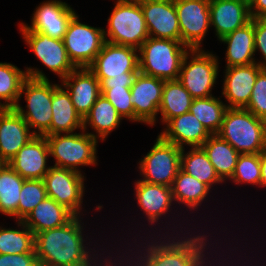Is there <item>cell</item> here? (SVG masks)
Listing matches in <instances>:
<instances>
[{
    "instance_id": "cell-14",
    "label": "cell",
    "mask_w": 266,
    "mask_h": 266,
    "mask_svg": "<svg viewBox=\"0 0 266 266\" xmlns=\"http://www.w3.org/2000/svg\"><path fill=\"white\" fill-rule=\"evenodd\" d=\"M22 33V39L33 51L38 60L55 75H58L60 81L76 67L70 61L64 45V41L51 38L40 32L30 29H19Z\"/></svg>"
},
{
    "instance_id": "cell-28",
    "label": "cell",
    "mask_w": 266,
    "mask_h": 266,
    "mask_svg": "<svg viewBox=\"0 0 266 266\" xmlns=\"http://www.w3.org/2000/svg\"><path fill=\"white\" fill-rule=\"evenodd\" d=\"M124 120L115 107L102 94L91 107L90 112L83 119V130L92 128L88 132L92 137L104 141L108 135L117 129Z\"/></svg>"
},
{
    "instance_id": "cell-18",
    "label": "cell",
    "mask_w": 266,
    "mask_h": 266,
    "mask_svg": "<svg viewBox=\"0 0 266 266\" xmlns=\"http://www.w3.org/2000/svg\"><path fill=\"white\" fill-rule=\"evenodd\" d=\"M262 70L256 62L246 66L225 67L221 81L222 96L228 108H245L248 105L253 86Z\"/></svg>"
},
{
    "instance_id": "cell-16",
    "label": "cell",
    "mask_w": 266,
    "mask_h": 266,
    "mask_svg": "<svg viewBox=\"0 0 266 266\" xmlns=\"http://www.w3.org/2000/svg\"><path fill=\"white\" fill-rule=\"evenodd\" d=\"M32 13L31 24H18L19 29H30L51 38L62 40L68 24L76 11L61 0H47L40 3Z\"/></svg>"
},
{
    "instance_id": "cell-27",
    "label": "cell",
    "mask_w": 266,
    "mask_h": 266,
    "mask_svg": "<svg viewBox=\"0 0 266 266\" xmlns=\"http://www.w3.org/2000/svg\"><path fill=\"white\" fill-rule=\"evenodd\" d=\"M75 215L65 206L57 203L54 199L47 197L40 202L23 223L35 234L68 223Z\"/></svg>"
},
{
    "instance_id": "cell-21",
    "label": "cell",
    "mask_w": 266,
    "mask_h": 266,
    "mask_svg": "<svg viewBox=\"0 0 266 266\" xmlns=\"http://www.w3.org/2000/svg\"><path fill=\"white\" fill-rule=\"evenodd\" d=\"M61 84L69 92L74 108L84 117L101 95L100 82L88 68H76L61 80Z\"/></svg>"
},
{
    "instance_id": "cell-39",
    "label": "cell",
    "mask_w": 266,
    "mask_h": 266,
    "mask_svg": "<svg viewBox=\"0 0 266 266\" xmlns=\"http://www.w3.org/2000/svg\"><path fill=\"white\" fill-rule=\"evenodd\" d=\"M101 94L115 107L119 115L135 122L134 106L130 88L123 86H100Z\"/></svg>"
},
{
    "instance_id": "cell-26",
    "label": "cell",
    "mask_w": 266,
    "mask_h": 266,
    "mask_svg": "<svg viewBox=\"0 0 266 266\" xmlns=\"http://www.w3.org/2000/svg\"><path fill=\"white\" fill-rule=\"evenodd\" d=\"M227 44L225 67L246 66L256 62L254 48V18L242 28L236 29L219 40Z\"/></svg>"
},
{
    "instance_id": "cell-48",
    "label": "cell",
    "mask_w": 266,
    "mask_h": 266,
    "mask_svg": "<svg viewBox=\"0 0 266 266\" xmlns=\"http://www.w3.org/2000/svg\"><path fill=\"white\" fill-rule=\"evenodd\" d=\"M238 1L244 2V3H246L248 6H250L251 3L253 2V0H238Z\"/></svg>"
},
{
    "instance_id": "cell-49",
    "label": "cell",
    "mask_w": 266,
    "mask_h": 266,
    "mask_svg": "<svg viewBox=\"0 0 266 266\" xmlns=\"http://www.w3.org/2000/svg\"><path fill=\"white\" fill-rule=\"evenodd\" d=\"M7 108L0 105V115L6 110Z\"/></svg>"
},
{
    "instance_id": "cell-12",
    "label": "cell",
    "mask_w": 266,
    "mask_h": 266,
    "mask_svg": "<svg viewBox=\"0 0 266 266\" xmlns=\"http://www.w3.org/2000/svg\"><path fill=\"white\" fill-rule=\"evenodd\" d=\"M84 175L85 173L51 166L43 179L47 197L65 206L75 216L85 215L83 212L86 210H82L86 190Z\"/></svg>"
},
{
    "instance_id": "cell-38",
    "label": "cell",
    "mask_w": 266,
    "mask_h": 266,
    "mask_svg": "<svg viewBox=\"0 0 266 266\" xmlns=\"http://www.w3.org/2000/svg\"><path fill=\"white\" fill-rule=\"evenodd\" d=\"M46 198L47 193L43 179H25L18 204V220L23 221Z\"/></svg>"
},
{
    "instance_id": "cell-1",
    "label": "cell",
    "mask_w": 266,
    "mask_h": 266,
    "mask_svg": "<svg viewBox=\"0 0 266 266\" xmlns=\"http://www.w3.org/2000/svg\"><path fill=\"white\" fill-rule=\"evenodd\" d=\"M82 220L83 217L74 216L61 227L35 234L34 250L40 266H98L99 255L106 249L102 244L98 250L96 241L92 246L89 236L84 234Z\"/></svg>"
},
{
    "instance_id": "cell-8",
    "label": "cell",
    "mask_w": 266,
    "mask_h": 266,
    "mask_svg": "<svg viewBox=\"0 0 266 266\" xmlns=\"http://www.w3.org/2000/svg\"><path fill=\"white\" fill-rule=\"evenodd\" d=\"M45 137L49 154L55 160L52 166L82 173L80 166L98 164V139L92 137L88 131L82 130L81 133H63Z\"/></svg>"
},
{
    "instance_id": "cell-41",
    "label": "cell",
    "mask_w": 266,
    "mask_h": 266,
    "mask_svg": "<svg viewBox=\"0 0 266 266\" xmlns=\"http://www.w3.org/2000/svg\"><path fill=\"white\" fill-rule=\"evenodd\" d=\"M128 244L129 243H127V242H126V244H123V245H125V247H124L125 250L124 249L121 250L119 247L117 249L116 253L113 252L112 248H111V250H109L111 253L106 248V251H105L106 254L102 253L103 256L100 255V257H99L98 266H148L147 263L135 251H133V249H130V247H132V245H130V244L128 245ZM126 245L128 247H126ZM113 254H115V256H113ZM116 254H117V256H116ZM104 255H105V257H104Z\"/></svg>"
},
{
    "instance_id": "cell-37",
    "label": "cell",
    "mask_w": 266,
    "mask_h": 266,
    "mask_svg": "<svg viewBox=\"0 0 266 266\" xmlns=\"http://www.w3.org/2000/svg\"><path fill=\"white\" fill-rule=\"evenodd\" d=\"M234 185L249 184L261 187V167L259 154H240L231 178Z\"/></svg>"
},
{
    "instance_id": "cell-5",
    "label": "cell",
    "mask_w": 266,
    "mask_h": 266,
    "mask_svg": "<svg viewBox=\"0 0 266 266\" xmlns=\"http://www.w3.org/2000/svg\"><path fill=\"white\" fill-rule=\"evenodd\" d=\"M188 51L181 41L148 37L138 49L139 71L164 81L178 80Z\"/></svg>"
},
{
    "instance_id": "cell-42",
    "label": "cell",
    "mask_w": 266,
    "mask_h": 266,
    "mask_svg": "<svg viewBox=\"0 0 266 266\" xmlns=\"http://www.w3.org/2000/svg\"><path fill=\"white\" fill-rule=\"evenodd\" d=\"M244 109L266 121V69L258 74L250 100Z\"/></svg>"
},
{
    "instance_id": "cell-13",
    "label": "cell",
    "mask_w": 266,
    "mask_h": 266,
    "mask_svg": "<svg viewBox=\"0 0 266 266\" xmlns=\"http://www.w3.org/2000/svg\"><path fill=\"white\" fill-rule=\"evenodd\" d=\"M174 3L181 42L189 49H202V41L211 28L210 0H174Z\"/></svg>"
},
{
    "instance_id": "cell-44",
    "label": "cell",
    "mask_w": 266,
    "mask_h": 266,
    "mask_svg": "<svg viewBox=\"0 0 266 266\" xmlns=\"http://www.w3.org/2000/svg\"><path fill=\"white\" fill-rule=\"evenodd\" d=\"M0 266H40L36 253L0 254Z\"/></svg>"
},
{
    "instance_id": "cell-36",
    "label": "cell",
    "mask_w": 266,
    "mask_h": 266,
    "mask_svg": "<svg viewBox=\"0 0 266 266\" xmlns=\"http://www.w3.org/2000/svg\"><path fill=\"white\" fill-rule=\"evenodd\" d=\"M26 78L25 70H21L12 63L0 62L1 106L5 108H14L16 106L19 101L22 84Z\"/></svg>"
},
{
    "instance_id": "cell-30",
    "label": "cell",
    "mask_w": 266,
    "mask_h": 266,
    "mask_svg": "<svg viewBox=\"0 0 266 266\" xmlns=\"http://www.w3.org/2000/svg\"><path fill=\"white\" fill-rule=\"evenodd\" d=\"M214 166L216 174L226 183L234 173L239 153L217 134L211 135L201 146Z\"/></svg>"
},
{
    "instance_id": "cell-23",
    "label": "cell",
    "mask_w": 266,
    "mask_h": 266,
    "mask_svg": "<svg viewBox=\"0 0 266 266\" xmlns=\"http://www.w3.org/2000/svg\"><path fill=\"white\" fill-rule=\"evenodd\" d=\"M209 10L218 40L251 21L249 6L238 0H210Z\"/></svg>"
},
{
    "instance_id": "cell-15",
    "label": "cell",
    "mask_w": 266,
    "mask_h": 266,
    "mask_svg": "<svg viewBox=\"0 0 266 266\" xmlns=\"http://www.w3.org/2000/svg\"><path fill=\"white\" fill-rule=\"evenodd\" d=\"M88 68L99 82L111 77H125V73H136L139 70L138 49L105 42Z\"/></svg>"
},
{
    "instance_id": "cell-10",
    "label": "cell",
    "mask_w": 266,
    "mask_h": 266,
    "mask_svg": "<svg viewBox=\"0 0 266 266\" xmlns=\"http://www.w3.org/2000/svg\"><path fill=\"white\" fill-rule=\"evenodd\" d=\"M182 149L157 136L154 145L138 162L140 180L171 187L180 169Z\"/></svg>"
},
{
    "instance_id": "cell-46",
    "label": "cell",
    "mask_w": 266,
    "mask_h": 266,
    "mask_svg": "<svg viewBox=\"0 0 266 266\" xmlns=\"http://www.w3.org/2000/svg\"><path fill=\"white\" fill-rule=\"evenodd\" d=\"M249 10L251 18H266V0H253Z\"/></svg>"
},
{
    "instance_id": "cell-40",
    "label": "cell",
    "mask_w": 266,
    "mask_h": 266,
    "mask_svg": "<svg viewBox=\"0 0 266 266\" xmlns=\"http://www.w3.org/2000/svg\"><path fill=\"white\" fill-rule=\"evenodd\" d=\"M218 240L220 241L221 239H217V240H215V241H214L215 243H212V242H211V245L209 244V245L207 246V248H205V249H204V250H203V251H202V252H201V253H200V254H199V255H198V256H197L192 262H191L190 266H217V265H218V266H220V265H221V266H231V265H232V266H234V265H235V266H237V265L239 266V264H240V266H241V265H242V266H246V264H247V266H249V265H250V266H261V265H258V264H263V263H261V262L259 263V261H258L257 264H256V262H255V265H253V263H252V264L249 263V261L252 262V260H249L250 258H247V260H246V261L248 262V263H247L246 261H244V258H243V256H241V255H239L238 257H239V258L242 257V258H241V259H238V260L236 261V262H238V263H235V261H233L232 257L230 256V253H232L233 251L236 252V250L239 251V250L237 249L238 247H236L235 250H234L233 248H229V247H230V241H229L228 249H226V250H228V252L230 251V252L228 253L229 255H226L225 252L223 251V249H222V252L219 251V250H217V251L219 252V253H218L216 250H213L215 247H216V248H219V247H217L218 244H220V246H221L220 249L222 248V244H223V242L220 241V243H219ZM216 241H218V242H216ZM217 243H218V244H217ZM212 244H213V245H212ZM214 244H216L215 247H213ZM210 246H212L213 249H212ZM208 249H209L210 251L213 250L214 252H213V251L210 252ZM230 249H232V250H230ZM206 250H207V251H206ZM231 251H232V252H231ZM212 252L216 255L214 259L212 258V257H214V256H213L214 254H213ZM223 252H224V253H223ZM216 253H217V254H216ZM221 253H222L223 255H221ZM218 254H219V255H218ZM210 255H211V258H212V260H213L212 262L210 261V259H211V258H210ZM217 256L219 257V259H218ZM223 256H224V257H225V256H228V257H227V258H224ZM220 257H222V258H220ZM229 257L231 258V260H230ZM223 258H224V259H223ZM215 259H216V260H215ZM228 259L231 261L230 263L227 262ZM242 259H243V260H242ZM217 260H218V261H217ZM222 260H223V261H222ZM241 260H242V263H241ZM220 261H222L223 263L220 262ZM225 261H226V262H225ZM239 261H240V263H239ZM243 261H244V262H243ZM216 262H217V263H216ZM214 263H215V264H214ZM229 264H230V265H229ZM233 264H234V265H233ZM248 264H249V265H248Z\"/></svg>"
},
{
    "instance_id": "cell-43",
    "label": "cell",
    "mask_w": 266,
    "mask_h": 266,
    "mask_svg": "<svg viewBox=\"0 0 266 266\" xmlns=\"http://www.w3.org/2000/svg\"><path fill=\"white\" fill-rule=\"evenodd\" d=\"M254 48L255 53L259 51L261 58L264 59H257L256 63L262 69H266V18H254Z\"/></svg>"
},
{
    "instance_id": "cell-3",
    "label": "cell",
    "mask_w": 266,
    "mask_h": 266,
    "mask_svg": "<svg viewBox=\"0 0 266 266\" xmlns=\"http://www.w3.org/2000/svg\"><path fill=\"white\" fill-rule=\"evenodd\" d=\"M19 101L14 109L23 117L32 132L37 136H49L52 120L53 83L39 68L26 67ZM24 96L25 108L19 103Z\"/></svg>"
},
{
    "instance_id": "cell-34",
    "label": "cell",
    "mask_w": 266,
    "mask_h": 266,
    "mask_svg": "<svg viewBox=\"0 0 266 266\" xmlns=\"http://www.w3.org/2000/svg\"><path fill=\"white\" fill-rule=\"evenodd\" d=\"M221 96H209L193 99L190 112L213 135L221 128L227 105L220 99Z\"/></svg>"
},
{
    "instance_id": "cell-32",
    "label": "cell",
    "mask_w": 266,
    "mask_h": 266,
    "mask_svg": "<svg viewBox=\"0 0 266 266\" xmlns=\"http://www.w3.org/2000/svg\"><path fill=\"white\" fill-rule=\"evenodd\" d=\"M180 169L198 181L203 182L212 190L216 184L224 183L216 174L214 166L201 147L189 148L187 153L185 148L182 149Z\"/></svg>"
},
{
    "instance_id": "cell-2",
    "label": "cell",
    "mask_w": 266,
    "mask_h": 266,
    "mask_svg": "<svg viewBox=\"0 0 266 266\" xmlns=\"http://www.w3.org/2000/svg\"><path fill=\"white\" fill-rule=\"evenodd\" d=\"M205 227H207V224L206 226H204L203 230L201 229L202 233L199 232L200 231L199 229L198 231L193 230L183 234H174V235L149 234L148 236L147 234V236L145 237L146 240L143 239L144 236H140V234H139L140 238H138L137 240L136 238V236L138 237L137 233L135 236H133L134 241L132 245L133 247L135 245V248L132 247V249L147 263L148 266H190L191 262L205 248H207L209 244H211L210 242H214L210 241L213 240V238L211 237L215 238V236L212 235L210 236V234H212L213 232L207 233ZM204 230H206V235L204 234L205 233Z\"/></svg>"
},
{
    "instance_id": "cell-29",
    "label": "cell",
    "mask_w": 266,
    "mask_h": 266,
    "mask_svg": "<svg viewBox=\"0 0 266 266\" xmlns=\"http://www.w3.org/2000/svg\"><path fill=\"white\" fill-rule=\"evenodd\" d=\"M212 189L203 182L190 176L181 169L178 170L177 176L171 185L173 200L176 205L184 204L183 208H189V211H200L201 204H205V200ZM199 208V209H198Z\"/></svg>"
},
{
    "instance_id": "cell-17",
    "label": "cell",
    "mask_w": 266,
    "mask_h": 266,
    "mask_svg": "<svg viewBox=\"0 0 266 266\" xmlns=\"http://www.w3.org/2000/svg\"><path fill=\"white\" fill-rule=\"evenodd\" d=\"M164 80L139 73L130 88L135 122L154 126L158 120Z\"/></svg>"
},
{
    "instance_id": "cell-47",
    "label": "cell",
    "mask_w": 266,
    "mask_h": 266,
    "mask_svg": "<svg viewBox=\"0 0 266 266\" xmlns=\"http://www.w3.org/2000/svg\"><path fill=\"white\" fill-rule=\"evenodd\" d=\"M261 188L266 187V148L260 152Z\"/></svg>"
},
{
    "instance_id": "cell-9",
    "label": "cell",
    "mask_w": 266,
    "mask_h": 266,
    "mask_svg": "<svg viewBox=\"0 0 266 266\" xmlns=\"http://www.w3.org/2000/svg\"><path fill=\"white\" fill-rule=\"evenodd\" d=\"M219 64L216 54L204 49H189L183 58L178 80L194 99L213 96Z\"/></svg>"
},
{
    "instance_id": "cell-7",
    "label": "cell",
    "mask_w": 266,
    "mask_h": 266,
    "mask_svg": "<svg viewBox=\"0 0 266 266\" xmlns=\"http://www.w3.org/2000/svg\"><path fill=\"white\" fill-rule=\"evenodd\" d=\"M134 185H135L134 186V188H135L134 189V195L136 196V200H137L136 203L138 205L137 207L140 208V211H143V216L145 215L142 218H145V219L147 218L146 220L148 222V227L150 228V226H152L150 229H147V230L152 229L151 231H153V232H150V231L146 232L145 235H147V233H148V235L150 233L154 235L156 231H157L156 232L157 234L158 233L161 234V232H163L161 230L165 231V233L163 232V234H167V233L173 234V235L176 233L177 234H180V233L183 234V233L191 231L192 229L200 228L199 226L194 228L193 226H191V223H190L188 225L192 228L189 227V228H187V230H185L186 227H184V228L181 227V222L178 220V218L175 221L176 225H175V222L171 221V217L169 215L173 214L172 206L173 205L176 206V204L174 203V200H173L171 187L147 183V182L141 181L140 179H138L137 181L135 180ZM171 210H172V212H171ZM163 217L166 218L165 221L167 219L170 220V221H168L169 223L167 221L162 222L163 220H161V218L163 219ZM168 217H170V218H168ZM159 222L162 224L165 223L164 224L165 226L163 225L162 227L163 228L167 227L165 229L168 231L161 228L158 225V224H160ZM170 222H173V224H170ZM177 222H179V226L177 225ZM156 223H157V226L159 228L158 229L159 232H158L157 228L155 227ZM154 224H155V226H154ZM166 224H167V226H166ZM168 225L169 226L173 225V228L169 227ZM153 226H154L155 230L153 229ZM175 229H178V230H175ZM182 229H184L185 232H183ZM169 230H172V232H170Z\"/></svg>"
},
{
    "instance_id": "cell-45",
    "label": "cell",
    "mask_w": 266,
    "mask_h": 266,
    "mask_svg": "<svg viewBox=\"0 0 266 266\" xmlns=\"http://www.w3.org/2000/svg\"><path fill=\"white\" fill-rule=\"evenodd\" d=\"M139 73L140 71L138 70L136 73H125V77H111V78L103 79L100 82V86L132 87Z\"/></svg>"
},
{
    "instance_id": "cell-20",
    "label": "cell",
    "mask_w": 266,
    "mask_h": 266,
    "mask_svg": "<svg viewBox=\"0 0 266 266\" xmlns=\"http://www.w3.org/2000/svg\"><path fill=\"white\" fill-rule=\"evenodd\" d=\"M49 147L45 136H34L8 162L24 179H44L51 166H47Z\"/></svg>"
},
{
    "instance_id": "cell-31",
    "label": "cell",
    "mask_w": 266,
    "mask_h": 266,
    "mask_svg": "<svg viewBox=\"0 0 266 266\" xmlns=\"http://www.w3.org/2000/svg\"><path fill=\"white\" fill-rule=\"evenodd\" d=\"M193 99L179 80L164 81L159 105L162 124L165 125L170 119L187 113L190 110Z\"/></svg>"
},
{
    "instance_id": "cell-33",
    "label": "cell",
    "mask_w": 266,
    "mask_h": 266,
    "mask_svg": "<svg viewBox=\"0 0 266 266\" xmlns=\"http://www.w3.org/2000/svg\"><path fill=\"white\" fill-rule=\"evenodd\" d=\"M22 178L8 163L0 169V213L18 220V204L22 185Z\"/></svg>"
},
{
    "instance_id": "cell-11",
    "label": "cell",
    "mask_w": 266,
    "mask_h": 266,
    "mask_svg": "<svg viewBox=\"0 0 266 266\" xmlns=\"http://www.w3.org/2000/svg\"><path fill=\"white\" fill-rule=\"evenodd\" d=\"M63 41L76 68L89 67L106 42L103 28L80 22L77 13L70 20Z\"/></svg>"
},
{
    "instance_id": "cell-25",
    "label": "cell",
    "mask_w": 266,
    "mask_h": 266,
    "mask_svg": "<svg viewBox=\"0 0 266 266\" xmlns=\"http://www.w3.org/2000/svg\"><path fill=\"white\" fill-rule=\"evenodd\" d=\"M50 135L83 130V118L74 108L69 92L62 84H53Z\"/></svg>"
},
{
    "instance_id": "cell-35",
    "label": "cell",
    "mask_w": 266,
    "mask_h": 266,
    "mask_svg": "<svg viewBox=\"0 0 266 266\" xmlns=\"http://www.w3.org/2000/svg\"><path fill=\"white\" fill-rule=\"evenodd\" d=\"M16 224L18 229L0 226V254L35 253L34 233L23 221L17 220Z\"/></svg>"
},
{
    "instance_id": "cell-4",
    "label": "cell",
    "mask_w": 266,
    "mask_h": 266,
    "mask_svg": "<svg viewBox=\"0 0 266 266\" xmlns=\"http://www.w3.org/2000/svg\"><path fill=\"white\" fill-rule=\"evenodd\" d=\"M217 135L239 154H259L266 148V121L244 108H228Z\"/></svg>"
},
{
    "instance_id": "cell-6",
    "label": "cell",
    "mask_w": 266,
    "mask_h": 266,
    "mask_svg": "<svg viewBox=\"0 0 266 266\" xmlns=\"http://www.w3.org/2000/svg\"><path fill=\"white\" fill-rule=\"evenodd\" d=\"M103 29L105 41L139 49L149 37L146 21L138 0H116Z\"/></svg>"
},
{
    "instance_id": "cell-24",
    "label": "cell",
    "mask_w": 266,
    "mask_h": 266,
    "mask_svg": "<svg viewBox=\"0 0 266 266\" xmlns=\"http://www.w3.org/2000/svg\"><path fill=\"white\" fill-rule=\"evenodd\" d=\"M159 136L179 148L201 147L211 136L202 123L190 112L170 119Z\"/></svg>"
},
{
    "instance_id": "cell-50",
    "label": "cell",
    "mask_w": 266,
    "mask_h": 266,
    "mask_svg": "<svg viewBox=\"0 0 266 266\" xmlns=\"http://www.w3.org/2000/svg\"><path fill=\"white\" fill-rule=\"evenodd\" d=\"M4 164L5 162L0 158V169L3 167Z\"/></svg>"
},
{
    "instance_id": "cell-22",
    "label": "cell",
    "mask_w": 266,
    "mask_h": 266,
    "mask_svg": "<svg viewBox=\"0 0 266 266\" xmlns=\"http://www.w3.org/2000/svg\"><path fill=\"white\" fill-rule=\"evenodd\" d=\"M34 136L23 117L7 108L0 115V158L8 163Z\"/></svg>"
},
{
    "instance_id": "cell-19",
    "label": "cell",
    "mask_w": 266,
    "mask_h": 266,
    "mask_svg": "<svg viewBox=\"0 0 266 266\" xmlns=\"http://www.w3.org/2000/svg\"><path fill=\"white\" fill-rule=\"evenodd\" d=\"M139 3L149 37L181 41L174 0H149L139 1Z\"/></svg>"
}]
</instances>
